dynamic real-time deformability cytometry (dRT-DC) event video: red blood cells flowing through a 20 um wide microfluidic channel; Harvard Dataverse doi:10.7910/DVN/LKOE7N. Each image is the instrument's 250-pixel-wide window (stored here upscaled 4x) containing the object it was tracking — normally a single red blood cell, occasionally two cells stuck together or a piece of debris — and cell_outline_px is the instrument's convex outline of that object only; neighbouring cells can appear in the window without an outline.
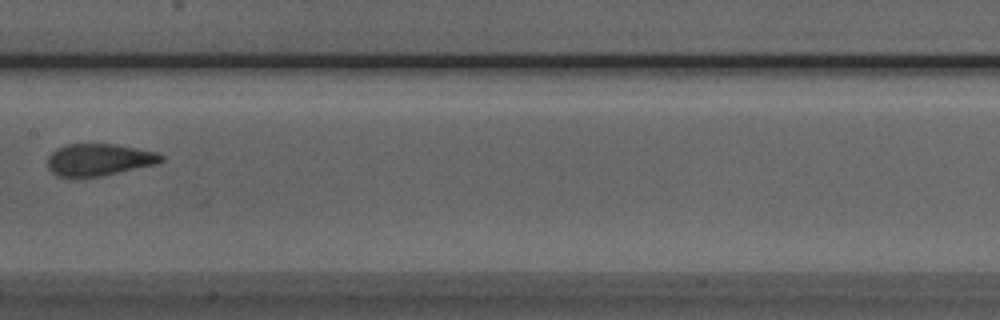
{"species": "Egyptian fruit bat (a non-hibernating species)", "species_latin": "Rousettus aegyptiacus", "temperature_condition": "room temperature", "stored_images_in_passage": 9, "camera_frame_rate_fps": 3000, "um_per_image_px": 0.085, "animal": {"sex": "male"}, "frame": {"image": 1, "passage_image": 9, "time_ms": 9.333, "image_size_px": [1000, 320], "cell_outline_px": [[164, 160], [156, 164], [100, 176], [56, 176], [48, 168], [48, 156], [56, 148], [68, 144], [116, 144], [156, 152], [164, 156]], "centroid_in_image_um": [8.41, 13.56], "position_along_channel_um": 199.0, "area_um2": 20.98}}